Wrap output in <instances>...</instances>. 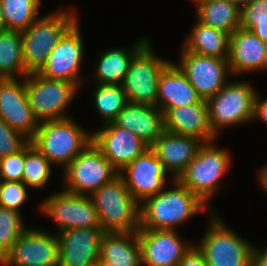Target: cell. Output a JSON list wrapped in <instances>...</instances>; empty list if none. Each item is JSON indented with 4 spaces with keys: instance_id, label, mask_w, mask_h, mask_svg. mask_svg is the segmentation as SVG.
Listing matches in <instances>:
<instances>
[{
    "instance_id": "6da1fadb",
    "label": "cell",
    "mask_w": 267,
    "mask_h": 266,
    "mask_svg": "<svg viewBox=\"0 0 267 266\" xmlns=\"http://www.w3.org/2000/svg\"><path fill=\"white\" fill-rule=\"evenodd\" d=\"M172 187L145 199L139 208V229L176 230L203 210L213 211L177 179Z\"/></svg>"
},
{
    "instance_id": "7a4b0ae2",
    "label": "cell",
    "mask_w": 267,
    "mask_h": 266,
    "mask_svg": "<svg viewBox=\"0 0 267 266\" xmlns=\"http://www.w3.org/2000/svg\"><path fill=\"white\" fill-rule=\"evenodd\" d=\"M59 8L55 12L39 16L21 32L23 64L27 74L42 69L51 50L79 18L75 9L63 5Z\"/></svg>"
},
{
    "instance_id": "3957f363",
    "label": "cell",
    "mask_w": 267,
    "mask_h": 266,
    "mask_svg": "<svg viewBox=\"0 0 267 266\" xmlns=\"http://www.w3.org/2000/svg\"><path fill=\"white\" fill-rule=\"evenodd\" d=\"M31 142L52 165L64 170L92 142V132L70 116L39 122Z\"/></svg>"
},
{
    "instance_id": "277c9868",
    "label": "cell",
    "mask_w": 267,
    "mask_h": 266,
    "mask_svg": "<svg viewBox=\"0 0 267 266\" xmlns=\"http://www.w3.org/2000/svg\"><path fill=\"white\" fill-rule=\"evenodd\" d=\"M215 142L203 143L177 179L213 212L215 208L209 202L223 187L220 181L229 171L232 161L228 149L217 147Z\"/></svg>"
},
{
    "instance_id": "5b68a950",
    "label": "cell",
    "mask_w": 267,
    "mask_h": 266,
    "mask_svg": "<svg viewBox=\"0 0 267 266\" xmlns=\"http://www.w3.org/2000/svg\"><path fill=\"white\" fill-rule=\"evenodd\" d=\"M104 232H132L139 230L140 204L118 175L90 195Z\"/></svg>"
},
{
    "instance_id": "8992f818",
    "label": "cell",
    "mask_w": 267,
    "mask_h": 266,
    "mask_svg": "<svg viewBox=\"0 0 267 266\" xmlns=\"http://www.w3.org/2000/svg\"><path fill=\"white\" fill-rule=\"evenodd\" d=\"M211 216V217H210ZM207 231L195 245L209 266H252L255 246L230 229L215 212L209 215Z\"/></svg>"
},
{
    "instance_id": "52a82bcc",
    "label": "cell",
    "mask_w": 267,
    "mask_h": 266,
    "mask_svg": "<svg viewBox=\"0 0 267 266\" xmlns=\"http://www.w3.org/2000/svg\"><path fill=\"white\" fill-rule=\"evenodd\" d=\"M246 80L228 81L207 100L209 123L218 137L223 129L252 122L257 89Z\"/></svg>"
},
{
    "instance_id": "ba28073f",
    "label": "cell",
    "mask_w": 267,
    "mask_h": 266,
    "mask_svg": "<svg viewBox=\"0 0 267 266\" xmlns=\"http://www.w3.org/2000/svg\"><path fill=\"white\" fill-rule=\"evenodd\" d=\"M28 102L38 122L67 118V109L80 88L69 81L50 79L38 72L25 76Z\"/></svg>"
},
{
    "instance_id": "9c48e42d",
    "label": "cell",
    "mask_w": 267,
    "mask_h": 266,
    "mask_svg": "<svg viewBox=\"0 0 267 266\" xmlns=\"http://www.w3.org/2000/svg\"><path fill=\"white\" fill-rule=\"evenodd\" d=\"M151 45L148 41L135 54L121 83L128 102L157 106L158 79L171 61L155 55Z\"/></svg>"
},
{
    "instance_id": "30bf717a",
    "label": "cell",
    "mask_w": 267,
    "mask_h": 266,
    "mask_svg": "<svg viewBox=\"0 0 267 266\" xmlns=\"http://www.w3.org/2000/svg\"><path fill=\"white\" fill-rule=\"evenodd\" d=\"M62 172L63 189L89 196L119 175V172L93 142L80 152Z\"/></svg>"
},
{
    "instance_id": "8fae6325",
    "label": "cell",
    "mask_w": 267,
    "mask_h": 266,
    "mask_svg": "<svg viewBox=\"0 0 267 266\" xmlns=\"http://www.w3.org/2000/svg\"><path fill=\"white\" fill-rule=\"evenodd\" d=\"M39 211L49 217L59 233L74 228H101L97 211L89 195L63 189L44 199Z\"/></svg>"
},
{
    "instance_id": "7c38bea8",
    "label": "cell",
    "mask_w": 267,
    "mask_h": 266,
    "mask_svg": "<svg viewBox=\"0 0 267 266\" xmlns=\"http://www.w3.org/2000/svg\"><path fill=\"white\" fill-rule=\"evenodd\" d=\"M79 21L78 19L60 38L38 73L50 79L72 82L82 89L86 84V78L81 75L85 51Z\"/></svg>"
},
{
    "instance_id": "4fadbf2b",
    "label": "cell",
    "mask_w": 267,
    "mask_h": 266,
    "mask_svg": "<svg viewBox=\"0 0 267 266\" xmlns=\"http://www.w3.org/2000/svg\"><path fill=\"white\" fill-rule=\"evenodd\" d=\"M0 266H59V237L40 227H28Z\"/></svg>"
},
{
    "instance_id": "5bb4252c",
    "label": "cell",
    "mask_w": 267,
    "mask_h": 266,
    "mask_svg": "<svg viewBox=\"0 0 267 266\" xmlns=\"http://www.w3.org/2000/svg\"><path fill=\"white\" fill-rule=\"evenodd\" d=\"M180 64H176L188 78L198 96L208 100L224 87L232 76L228 59L204 56L181 47Z\"/></svg>"
},
{
    "instance_id": "9a60e30c",
    "label": "cell",
    "mask_w": 267,
    "mask_h": 266,
    "mask_svg": "<svg viewBox=\"0 0 267 266\" xmlns=\"http://www.w3.org/2000/svg\"><path fill=\"white\" fill-rule=\"evenodd\" d=\"M119 175L139 204L158 194L169 182V174L150 147L122 169Z\"/></svg>"
},
{
    "instance_id": "2e32d148",
    "label": "cell",
    "mask_w": 267,
    "mask_h": 266,
    "mask_svg": "<svg viewBox=\"0 0 267 266\" xmlns=\"http://www.w3.org/2000/svg\"><path fill=\"white\" fill-rule=\"evenodd\" d=\"M0 117L30 141L34 138L39 122L28 102L25 77L0 79Z\"/></svg>"
},
{
    "instance_id": "e0dca14e",
    "label": "cell",
    "mask_w": 267,
    "mask_h": 266,
    "mask_svg": "<svg viewBox=\"0 0 267 266\" xmlns=\"http://www.w3.org/2000/svg\"><path fill=\"white\" fill-rule=\"evenodd\" d=\"M142 266H178L194 244L180 238L176 230L139 229Z\"/></svg>"
},
{
    "instance_id": "ac0fdd59",
    "label": "cell",
    "mask_w": 267,
    "mask_h": 266,
    "mask_svg": "<svg viewBox=\"0 0 267 266\" xmlns=\"http://www.w3.org/2000/svg\"><path fill=\"white\" fill-rule=\"evenodd\" d=\"M92 142L118 172L149 148L134 132L114 122L102 124L92 132Z\"/></svg>"
},
{
    "instance_id": "d6986e66",
    "label": "cell",
    "mask_w": 267,
    "mask_h": 266,
    "mask_svg": "<svg viewBox=\"0 0 267 266\" xmlns=\"http://www.w3.org/2000/svg\"><path fill=\"white\" fill-rule=\"evenodd\" d=\"M101 228H74L59 232V266H94L100 256Z\"/></svg>"
},
{
    "instance_id": "ffe728a7",
    "label": "cell",
    "mask_w": 267,
    "mask_h": 266,
    "mask_svg": "<svg viewBox=\"0 0 267 266\" xmlns=\"http://www.w3.org/2000/svg\"><path fill=\"white\" fill-rule=\"evenodd\" d=\"M228 65L233 76L267 70V44L242 27L230 35Z\"/></svg>"
},
{
    "instance_id": "44dd1931",
    "label": "cell",
    "mask_w": 267,
    "mask_h": 266,
    "mask_svg": "<svg viewBox=\"0 0 267 266\" xmlns=\"http://www.w3.org/2000/svg\"><path fill=\"white\" fill-rule=\"evenodd\" d=\"M164 129L173 134L195 137L203 143L216 140L208 114V103H198L170 108L164 114Z\"/></svg>"
},
{
    "instance_id": "7402d4cb",
    "label": "cell",
    "mask_w": 267,
    "mask_h": 266,
    "mask_svg": "<svg viewBox=\"0 0 267 266\" xmlns=\"http://www.w3.org/2000/svg\"><path fill=\"white\" fill-rule=\"evenodd\" d=\"M202 144L203 142L195 137L164 131L150 148L165 171L172 175V179H178Z\"/></svg>"
},
{
    "instance_id": "603a6c76",
    "label": "cell",
    "mask_w": 267,
    "mask_h": 266,
    "mask_svg": "<svg viewBox=\"0 0 267 266\" xmlns=\"http://www.w3.org/2000/svg\"><path fill=\"white\" fill-rule=\"evenodd\" d=\"M113 122L134 132L149 147L165 131L164 115L157 106L128 102Z\"/></svg>"
},
{
    "instance_id": "cb8c5ba5",
    "label": "cell",
    "mask_w": 267,
    "mask_h": 266,
    "mask_svg": "<svg viewBox=\"0 0 267 266\" xmlns=\"http://www.w3.org/2000/svg\"><path fill=\"white\" fill-rule=\"evenodd\" d=\"M171 61L158 79L157 107L163 114L170 108L198 103L201 98L181 69Z\"/></svg>"
},
{
    "instance_id": "d4e9b609",
    "label": "cell",
    "mask_w": 267,
    "mask_h": 266,
    "mask_svg": "<svg viewBox=\"0 0 267 266\" xmlns=\"http://www.w3.org/2000/svg\"><path fill=\"white\" fill-rule=\"evenodd\" d=\"M148 41V37H142L130 49L115 47L103 51L97 60L96 69L92 72L93 82L121 85L131 60Z\"/></svg>"
},
{
    "instance_id": "484cf974",
    "label": "cell",
    "mask_w": 267,
    "mask_h": 266,
    "mask_svg": "<svg viewBox=\"0 0 267 266\" xmlns=\"http://www.w3.org/2000/svg\"><path fill=\"white\" fill-rule=\"evenodd\" d=\"M99 257L114 266H142L137 231L104 232Z\"/></svg>"
},
{
    "instance_id": "4316f807",
    "label": "cell",
    "mask_w": 267,
    "mask_h": 266,
    "mask_svg": "<svg viewBox=\"0 0 267 266\" xmlns=\"http://www.w3.org/2000/svg\"><path fill=\"white\" fill-rule=\"evenodd\" d=\"M183 41L184 50L204 56L228 59L230 34L196 21Z\"/></svg>"
},
{
    "instance_id": "83f0119b",
    "label": "cell",
    "mask_w": 267,
    "mask_h": 266,
    "mask_svg": "<svg viewBox=\"0 0 267 266\" xmlns=\"http://www.w3.org/2000/svg\"><path fill=\"white\" fill-rule=\"evenodd\" d=\"M196 20L204 25L232 34L241 27V9L227 0H192Z\"/></svg>"
},
{
    "instance_id": "f1b7e54d",
    "label": "cell",
    "mask_w": 267,
    "mask_h": 266,
    "mask_svg": "<svg viewBox=\"0 0 267 266\" xmlns=\"http://www.w3.org/2000/svg\"><path fill=\"white\" fill-rule=\"evenodd\" d=\"M20 31L0 32V79L25 77Z\"/></svg>"
},
{
    "instance_id": "f546056e",
    "label": "cell",
    "mask_w": 267,
    "mask_h": 266,
    "mask_svg": "<svg viewBox=\"0 0 267 266\" xmlns=\"http://www.w3.org/2000/svg\"><path fill=\"white\" fill-rule=\"evenodd\" d=\"M91 98L103 124L113 122L128 103L122 86L117 84H96Z\"/></svg>"
},
{
    "instance_id": "4dcf8cb0",
    "label": "cell",
    "mask_w": 267,
    "mask_h": 266,
    "mask_svg": "<svg viewBox=\"0 0 267 266\" xmlns=\"http://www.w3.org/2000/svg\"><path fill=\"white\" fill-rule=\"evenodd\" d=\"M52 164L30 141L24 147L23 183L29 188H45L52 175Z\"/></svg>"
},
{
    "instance_id": "1f68e13d",
    "label": "cell",
    "mask_w": 267,
    "mask_h": 266,
    "mask_svg": "<svg viewBox=\"0 0 267 266\" xmlns=\"http://www.w3.org/2000/svg\"><path fill=\"white\" fill-rule=\"evenodd\" d=\"M41 0H0L8 30L24 31L37 18Z\"/></svg>"
},
{
    "instance_id": "d6a6232c",
    "label": "cell",
    "mask_w": 267,
    "mask_h": 266,
    "mask_svg": "<svg viewBox=\"0 0 267 266\" xmlns=\"http://www.w3.org/2000/svg\"><path fill=\"white\" fill-rule=\"evenodd\" d=\"M19 211L0 206V261L10 252L19 236L29 227Z\"/></svg>"
},
{
    "instance_id": "836d02e7",
    "label": "cell",
    "mask_w": 267,
    "mask_h": 266,
    "mask_svg": "<svg viewBox=\"0 0 267 266\" xmlns=\"http://www.w3.org/2000/svg\"><path fill=\"white\" fill-rule=\"evenodd\" d=\"M241 27L267 44V0H254L241 9Z\"/></svg>"
},
{
    "instance_id": "e575fe53",
    "label": "cell",
    "mask_w": 267,
    "mask_h": 266,
    "mask_svg": "<svg viewBox=\"0 0 267 266\" xmlns=\"http://www.w3.org/2000/svg\"><path fill=\"white\" fill-rule=\"evenodd\" d=\"M28 189L23 182L1 181L0 206L21 212V207L30 198Z\"/></svg>"
},
{
    "instance_id": "d590c367",
    "label": "cell",
    "mask_w": 267,
    "mask_h": 266,
    "mask_svg": "<svg viewBox=\"0 0 267 266\" xmlns=\"http://www.w3.org/2000/svg\"><path fill=\"white\" fill-rule=\"evenodd\" d=\"M29 142L30 140L28 138L13 130L0 117V158L19 152Z\"/></svg>"
},
{
    "instance_id": "8d00e7d4",
    "label": "cell",
    "mask_w": 267,
    "mask_h": 266,
    "mask_svg": "<svg viewBox=\"0 0 267 266\" xmlns=\"http://www.w3.org/2000/svg\"><path fill=\"white\" fill-rule=\"evenodd\" d=\"M24 148L15 154L0 158L1 181H23Z\"/></svg>"
},
{
    "instance_id": "74e56055",
    "label": "cell",
    "mask_w": 267,
    "mask_h": 266,
    "mask_svg": "<svg viewBox=\"0 0 267 266\" xmlns=\"http://www.w3.org/2000/svg\"><path fill=\"white\" fill-rule=\"evenodd\" d=\"M195 244L196 243H194L190 250L184 255L178 266H209Z\"/></svg>"
},
{
    "instance_id": "f35d334b",
    "label": "cell",
    "mask_w": 267,
    "mask_h": 266,
    "mask_svg": "<svg viewBox=\"0 0 267 266\" xmlns=\"http://www.w3.org/2000/svg\"><path fill=\"white\" fill-rule=\"evenodd\" d=\"M258 119L267 125V98H260L259 92L257 91L254 100V115L252 122Z\"/></svg>"
},
{
    "instance_id": "ab89813d",
    "label": "cell",
    "mask_w": 267,
    "mask_h": 266,
    "mask_svg": "<svg viewBox=\"0 0 267 266\" xmlns=\"http://www.w3.org/2000/svg\"><path fill=\"white\" fill-rule=\"evenodd\" d=\"M252 266H267V245L264 248L255 246Z\"/></svg>"
},
{
    "instance_id": "60d3db41",
    "label": "cell",
    "mask_w": 267,
    "mask_h": 266,
    "mask_svg": "<svg viewBox=\"0 0 267 266\" xmlns=\"http://www.w3.org/2000/svg\"><path fill=\"white\" fill-rule=\"evenodd\" d=\"M257 181L260 182L263 189L267 192V164L264 167H262L260 171H258Z\"/></svg>"
},
{
    "instance_id": "b9f144b4",
    "label": "cell",
    "mask_w": 267,
    "mask_h": 266,
    "mask_svg": "<svg viewBox=\"0 0 267 266\" xmlns=\"http://www.w3.org/2000/svg\"><path fill=\"white\" fill-rule=\"evenodd\" d=\"M227 1L237 5L240 9H242L244 6L250 4L254 0H227Z\"/></svg>"
},
{
    "instance_id": "7bdbcfd3",
    "label": "cell",
    "mask_w": 267,
    "mask_h": 266,
    "mask_svg": "<svg viewBox=\"0 0 267 266\" xmlns=\"http://www.w3.org/2000/svg\"><path fill=\"white\" fill-rule=\"evenodd\" d=\"M7 30V26L4 20V16H3V12H2V8L0 5V32Z\"/></svg>"
},
{
    "instance_id": "ee69618b",
    "label": "cell",
    "mask_w": 267,
    "mask_h": 266,
    "mask_svg": "<svg viewBox=\"0 0 267 266\" xmlns=\"http://www.w3.org/2000/svg\"><path fill=\"white\" fill-rule=\"evenodd\" d=\"M94 266H114V264H111L99 257Z\"/></svg>"
}]
</instances>
